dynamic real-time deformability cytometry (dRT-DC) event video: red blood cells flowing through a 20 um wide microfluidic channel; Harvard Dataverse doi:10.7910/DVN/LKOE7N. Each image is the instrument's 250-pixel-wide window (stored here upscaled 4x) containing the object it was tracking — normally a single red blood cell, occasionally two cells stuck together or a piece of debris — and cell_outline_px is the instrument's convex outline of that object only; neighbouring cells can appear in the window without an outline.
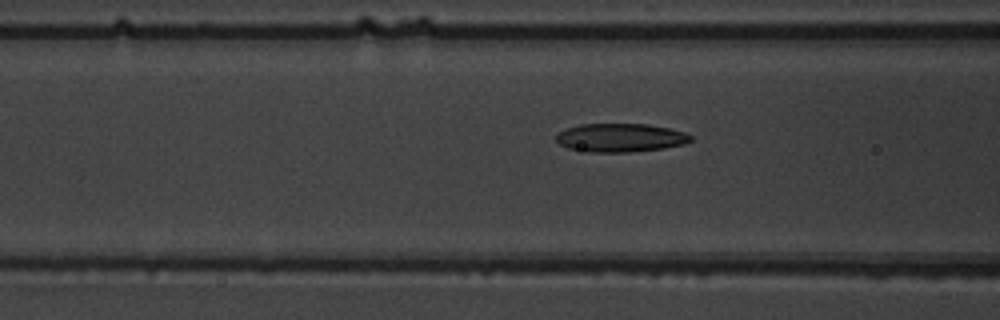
{"species": "common noctule bat (a hibernating species)", "species_latin": "Nyctalus noctula", "temperature_condition": "warm", "stored_images_in_passage": 38, "camera_frame_rate_fps": 3000, "um_per_image_px": 0.085, "animal": {"sex": "male", "body_mass_g": 19.5, "forearm_length_mm": 54.6}, "frame": {"image": 1, "passage_image": 12, "time_ms": 3.667, "image_size_px": [1000, 320], "cell_outline_px": [[692, 140], [684, 144], [664, 148], [628, 152], [588, 152], [568, 148], [560, 144], [556, 140], [556, 136], [560, 132], [568, 128], [580, 124], [648, 124], [668, 128], [684, 132], [692, 136]], "centroid_in_image_um": [52.75, 11.71], "position_along_channel_um": 113.9, "area_um2": 22.25}}
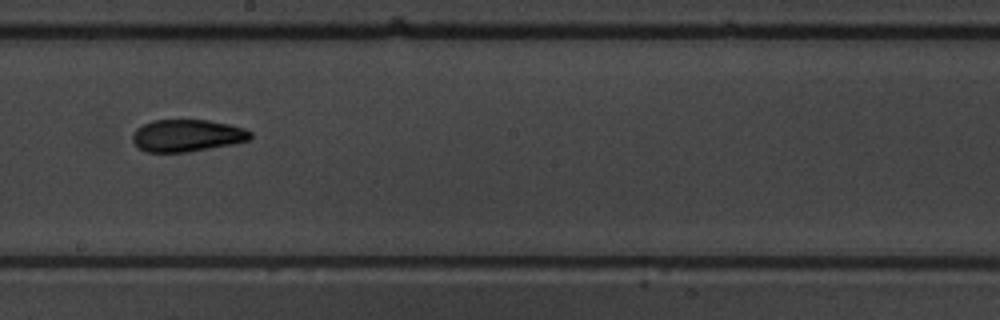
{"frame": {"image": 2, "passage_image": 21, "time_ms": 6.667, "image_size_px": [1000, 320], "cell_outline_px": [[252, 140], [232, 144], [188, 152], [144, 152], [136, 148], [132, 140], [132, 136], [136, 128], [152, 120], [208, 120], [228, 124], [244, 128], [252, 132]], "centroid_in_image_um": [15.88, 11.53], "position_along_channel_um": 232.3, "area_um2": 22.31}}
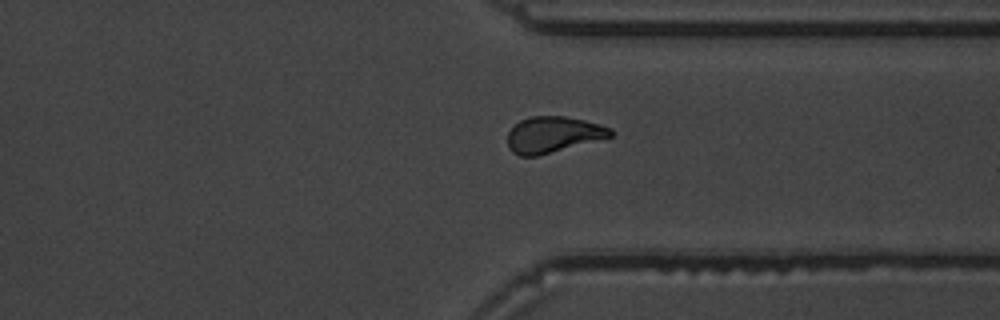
{"frame": {"image": 3, "passage_image": 31, "time_ms": 10.0, "image_size_px": [1000, 320], "cell_outline_px": [[612, 136], [536, 156], [520, 156], [512, 152], [508, 148], [508, 132], [520, 120], [532, 116], [564, 116], [584, 120], [600, 124], [612, 128]], "centroid_in_image_um": [46.99, 11.43], "position_along_channel_um": 364.4, "area_um2": 21.39}}